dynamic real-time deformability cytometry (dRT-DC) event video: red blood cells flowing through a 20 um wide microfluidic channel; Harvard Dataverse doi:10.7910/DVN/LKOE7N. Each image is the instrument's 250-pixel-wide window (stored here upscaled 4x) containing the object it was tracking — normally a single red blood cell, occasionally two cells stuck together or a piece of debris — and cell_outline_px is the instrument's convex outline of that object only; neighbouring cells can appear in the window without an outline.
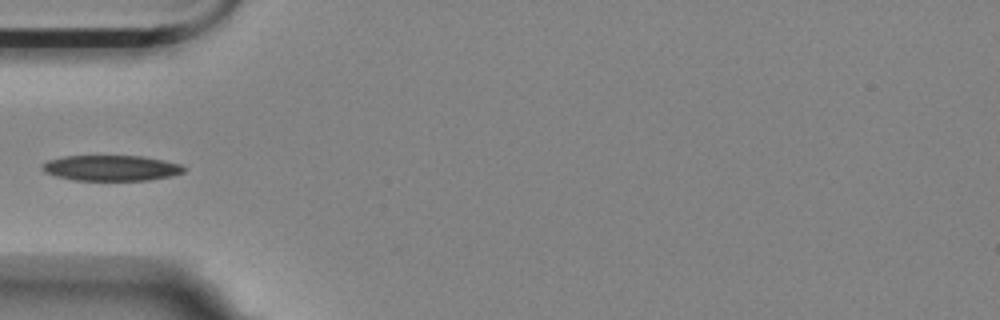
{"species": "Egyptian fruit bat (a non-hibernating species)", "species_latin": "Rousettus aegyptiacus", "temperature_condition": "room temperature", "stored_images_in_passage": 4, "camera_frame_rate_fps": 3000, "um_per_image_px": 0.085, "animal": {"sex": "female"}, "frame": {"image": 1, "passage_image": 4, "time_ms": 4.333, "image_size_px": [1000, 320], "cell_outline_px": [[184, 172], [172, 176], [148, 180], [76, 180], [56, 176], [44, 172], [40, 168], [48, 160], [64, 156], [144, 156], [180, 164], [184, 168]], "centroid_in_image_um": [9.44, 14.28], "position_along_channel_um": 75.6, "area_um2": 20.98}}